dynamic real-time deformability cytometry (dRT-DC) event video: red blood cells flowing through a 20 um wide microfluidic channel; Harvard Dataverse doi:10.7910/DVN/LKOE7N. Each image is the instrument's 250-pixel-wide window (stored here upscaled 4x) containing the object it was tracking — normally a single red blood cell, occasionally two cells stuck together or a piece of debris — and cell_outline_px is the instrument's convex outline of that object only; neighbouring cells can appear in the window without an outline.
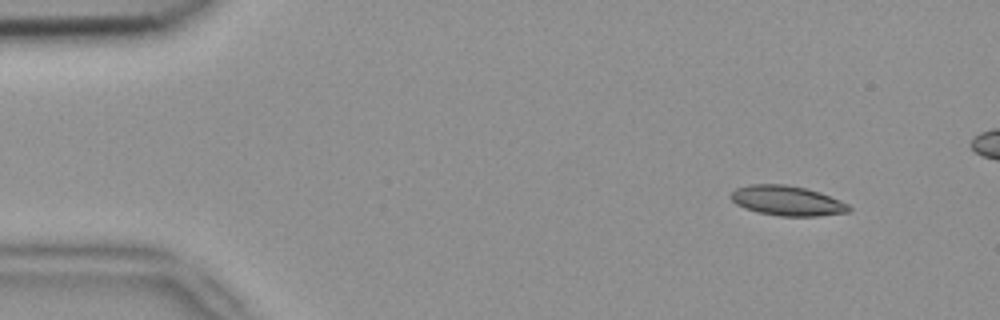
{"species": "common noctule bat (a hibernating species)", "species_latin": "Nyctalus noctula", "temperature_condition": "room temperature", "stored_images_in_passage": 5, "camera_frame_rate_fps": 3000, "um_per_image_px": 0.085, "animal": {"sex": "female", "body_mass_g": 18.4}, "frame": {"image": 1, "passage_image": 1, "time_ms": 0.0, "image_size_px": [1000, 320], "cell_outline_px": [[852, 208], [848, 212], [816, 216], [780, 216], [760, 212], [744, 208], [736, 204], [732, 200], [732, 192], [736, 188], [748, 184], [784, 184], [804, 188], [820, 192], [840, 200], [848, 204]], "centroid_in_image_um": [66.91, 17.05], "position_along_channel_um": 18.1, "area_um2": 20.4}}